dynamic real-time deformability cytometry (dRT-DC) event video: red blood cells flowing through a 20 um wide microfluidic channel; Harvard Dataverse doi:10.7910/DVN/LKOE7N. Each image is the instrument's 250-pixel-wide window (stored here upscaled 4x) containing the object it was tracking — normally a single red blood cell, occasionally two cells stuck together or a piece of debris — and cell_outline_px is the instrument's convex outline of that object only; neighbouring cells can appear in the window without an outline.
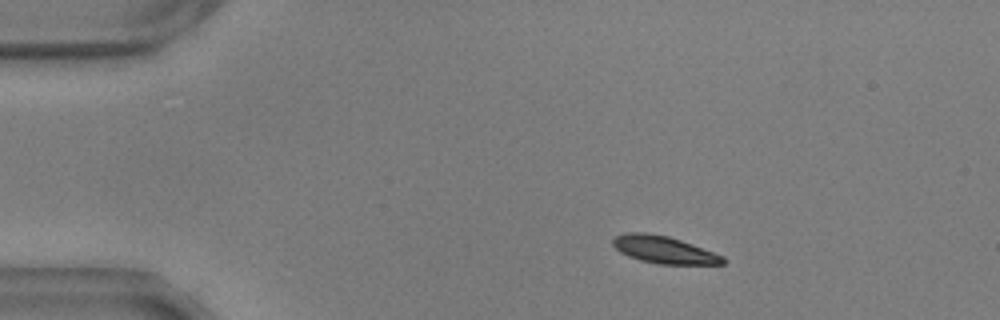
{"species": "common noctule bat (a hibernating species)", "species_latin": "Nyctalus noctula", "temperature_condition": "warm", "stored_images_in_passage": 20, "camera_frame_rate_fps": 3000, "um_per_image_px": 0.085, "animal": {"sex": "male", "body_mass_g": 17.9, "forearm_length_mm": 54.2}, "frame": {"image": 1, "passage_image": 9, "time_ms": 2.667, "image_size_px": [1000, 320], "cell_outline_px": [[724, 264], [660, 264], [640, 260], [628, 256], [620, 252], [612, 244], [612, 240], [616, 236], [628, 232], [644, 232], [668, 236], [692, 244], [724, 256]], "centroid_in_image_um": [56.41, 21.22], "position_along_channel_um": 28.6, "area_um2": 17.34}}